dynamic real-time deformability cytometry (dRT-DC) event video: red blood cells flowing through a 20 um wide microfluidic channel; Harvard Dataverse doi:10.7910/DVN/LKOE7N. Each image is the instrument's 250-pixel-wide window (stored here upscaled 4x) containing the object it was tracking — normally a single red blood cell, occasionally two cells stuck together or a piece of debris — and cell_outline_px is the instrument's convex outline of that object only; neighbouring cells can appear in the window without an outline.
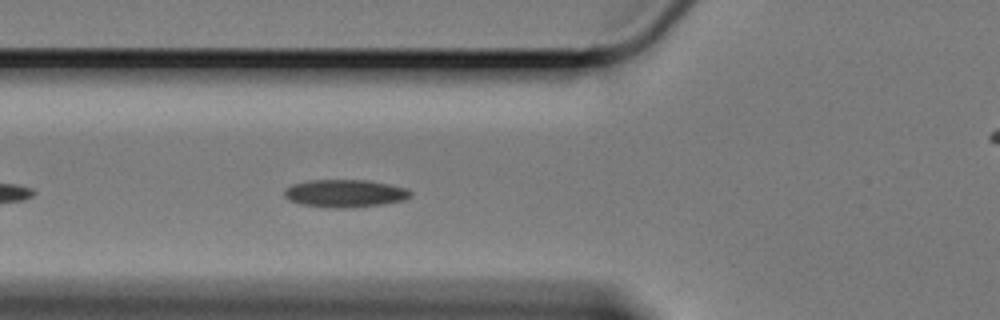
{"species": "Egyptian fruit bat (a non-hibernating species)", "species_latin": "Rousettus aegyptiacus", "temperature_condition": "cold", "stored_images_in_passage": 46, "camera_frame_rate_fps": 3000, "um_per_image_px": 0.085, "animal": {"sex": "female"}, "frame": {"image": 1, "passage_image": 7, "time_ms": 2.0, "image_size_px": [1000, 320], "cell_outline_px": [[412, 196], [404, 200], [384, 204], [352, 208], [328, 208], [300, 204], [288, 200], [284, 196], [284, 192], [292, 184], [308, 180], [368, 180], [408, 188], [412, 192]], "centroid_in_image_um": [29.34, 16.45], "position_along_channel_um": 96.5, "area_um2": 20.63}}
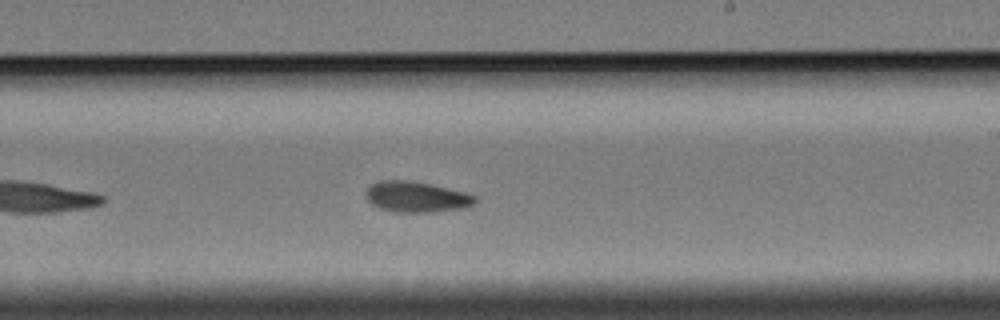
{"frame": {"image": 2, "passage_image": 21, "time_ms": 6.667, "image_size_px": [1000, 320], "cell_outline_px": [[476, 200], [472, 204], [464, 208], [428, 212], [392, 212], [380, 208], [372, 204], [368, 200], [364, 192], [368, 184], [376, 180], [408, 180], [428, 184], [464, 192], [476, 196]], "centroid_in_image_um": [35.3, 16.72], "position_along_channel_um": 253.7, "area_um2": 19.54}}
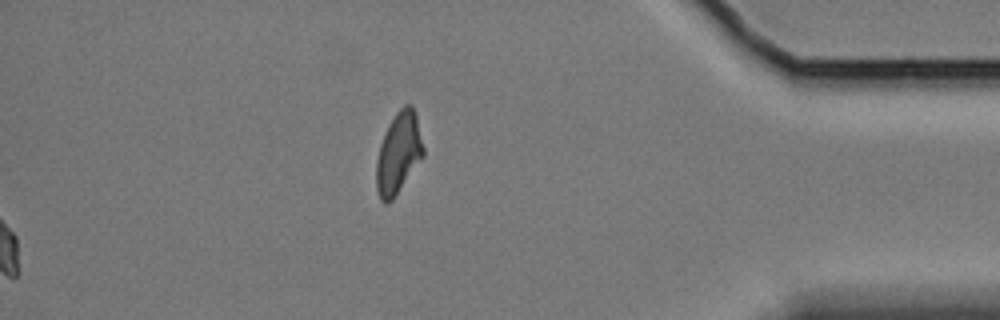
{"frame": {"image": 3, "passage_image": 46, "time_ms": 15.0, "image_size_px": [1000, 320], "cell_outline_px": [[424, 156], [392, 200], [384, 204], [380, 200], [376, 188], [376, 160], [380, 144], [388, 124], [396, 112], [404, 104], [412, 104], [416, 116], [424, 148]], "centroid_in_image_um": [33.86, 13.01], "position_along_channel_um": 401.3, "area_um2": 22.25}, "authors_computed_cell_mechanics": {"area_um2": 19.2474, "velocity_mm_per_s": 3.3614, "shape_relaxation_time_tau1_ms": 10.6152, "shape_relaxation_time_tau2_ms": 5.032, "deformation_change_tau1": 0.1816, "deformation_change_tau2": 0.0812}}